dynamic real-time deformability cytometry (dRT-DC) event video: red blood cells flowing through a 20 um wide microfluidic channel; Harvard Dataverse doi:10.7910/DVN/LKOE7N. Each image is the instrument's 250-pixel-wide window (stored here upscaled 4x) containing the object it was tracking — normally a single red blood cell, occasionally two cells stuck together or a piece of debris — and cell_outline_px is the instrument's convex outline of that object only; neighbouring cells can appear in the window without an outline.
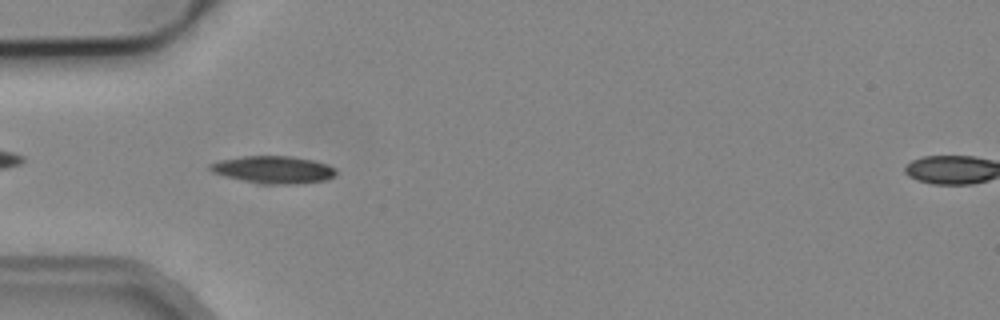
{"species": "common noctule bat (a hibernating species)", "species_latin": "Nyctalus noctula", "temperature_condition": "cold", "stored_images_in_passage": 6, "camera_frame_rate_fps": 3000, "um_per_image_px": 0.085, "animal": {"sex": "male", "body_mass_g": 19.2, "forearm_length_mm": 51.8}, "frame": {"image": 1, "passage_image": 5, "time_ms": 5.333, "image_size_px": [1000, 320], "cell_outline_px": [[336, 176], [324, 180], [296, 184], [256, 184], [224, 176], [212, 172], [208, 168], [208, 164], [216, 160], [244, 156], [288, 156], [312, 160], [328, 164], [336, 168]], "centroid_in_image_um": [23.2, 14.43], "position_along_channel_um": 61.8, "area_um2": 20.4}}